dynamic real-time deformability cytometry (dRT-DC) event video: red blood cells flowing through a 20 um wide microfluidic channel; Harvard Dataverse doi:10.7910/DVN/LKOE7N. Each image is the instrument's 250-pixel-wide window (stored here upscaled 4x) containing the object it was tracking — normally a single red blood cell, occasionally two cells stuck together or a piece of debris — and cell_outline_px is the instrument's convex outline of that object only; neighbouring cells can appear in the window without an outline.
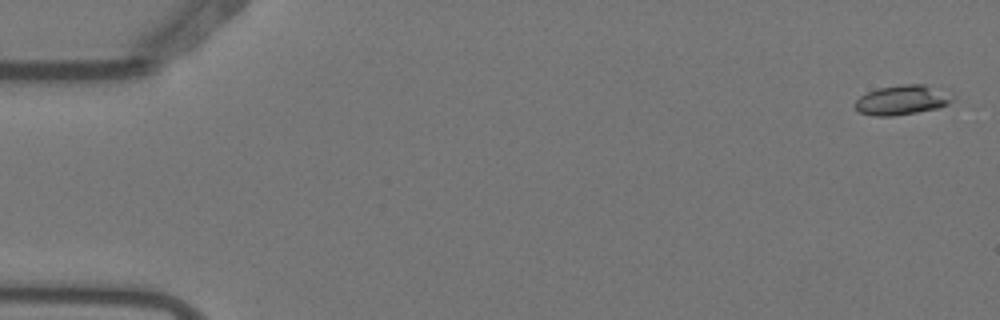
{"species": "Egyptian fruit bat (a non-hibernating species)", "species_latin": "Rousettus aegyptiacus", "temperature_condition": "warm", "stored_images_in_passage": 5, "camera_frame_rate_fps": 3000, "um_per_image_px": 0.085, "animal": {"sex": "female"}, "frame": {"image": 1, "passage_image": 1, "time_ms": 0.0, "image_size_px": [1000, 320], "cell_outline_px": [[956, 100], [948, 104], [936, 108], [916, 112], [892, 116], [872, 116], [860, 112], [852, 104], [860, 96], [868, 92], [880, 88], [900, 84], [924, 84], [948, 88], [956, 96]], "centroid_in_image_um": [76.79, 8.47], "position_along_channel_um": 8.2, "area_um2": 17.4}}
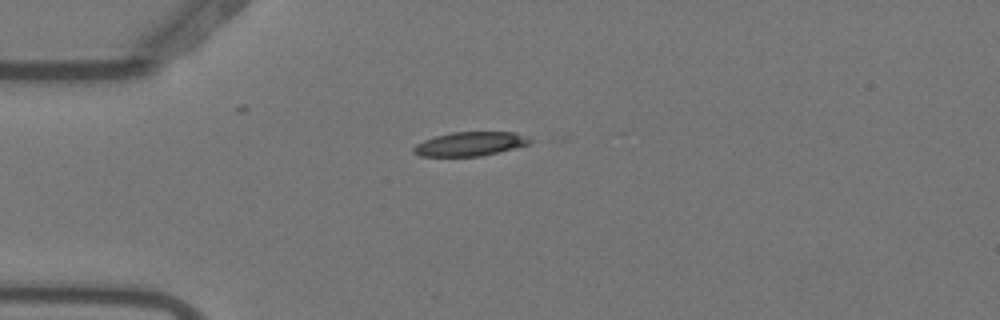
{"frame": {"image": 2, "passage_image": 4, "time_ms": 1.0, "image_size_px": [1000, 320], "cell_outline_px": [[532, 140], [528, 144], [480, 156], [420, 156], [412, 152], [412, 148], [416, 144], [424, 140], [436, 136], [452, 132], [516, 132]], "centroid_in_image_um": [39.89, 12.23], "position_along_channel_um": 45.1, "area_um2": 16.01}}